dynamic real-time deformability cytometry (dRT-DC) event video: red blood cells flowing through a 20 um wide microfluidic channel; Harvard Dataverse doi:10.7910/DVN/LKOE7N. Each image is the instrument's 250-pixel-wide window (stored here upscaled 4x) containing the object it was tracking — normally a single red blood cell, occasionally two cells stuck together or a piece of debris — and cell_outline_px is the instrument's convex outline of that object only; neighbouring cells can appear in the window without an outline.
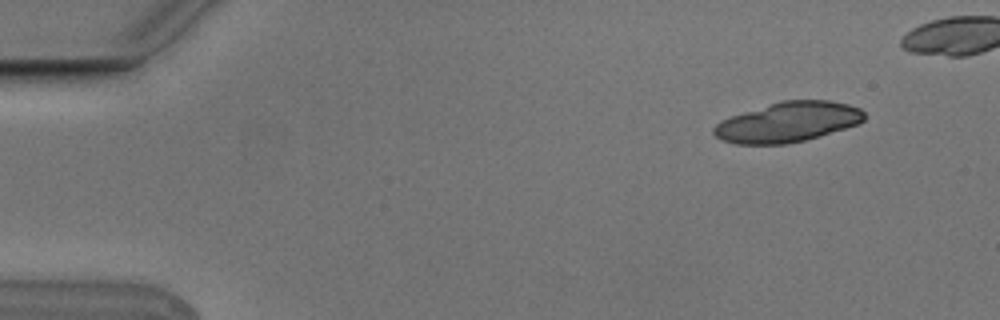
{"species": "Egyptian fruit bat (a non-hibernating species)", "species_latin": "Rousettus aegyptiacus", "temperature_condition": "cold", "stored_images_in_passage": 5, "camera_frame_rate_fps": 3000, "um_per_image_px": 0.085, "animal": {"sex": "male"}, "frame": {"image": 1, "passage_image": 2, "time_ms": 0.333, "image_size_px": [1000, 320], "cell_outline_px": [[864, 120], [860, 124], [820, 136], [788, 144], [736, 144], [720, 140], [712, 132], [712, 128], [720, 120], [780, 100], [828, 100], [848, 104], [860, 108], [864, 112]], "centroid_in_image_um": [66.97, 10.38], "position_along_channel_um": 18.0, "area_um2": 35.2}}